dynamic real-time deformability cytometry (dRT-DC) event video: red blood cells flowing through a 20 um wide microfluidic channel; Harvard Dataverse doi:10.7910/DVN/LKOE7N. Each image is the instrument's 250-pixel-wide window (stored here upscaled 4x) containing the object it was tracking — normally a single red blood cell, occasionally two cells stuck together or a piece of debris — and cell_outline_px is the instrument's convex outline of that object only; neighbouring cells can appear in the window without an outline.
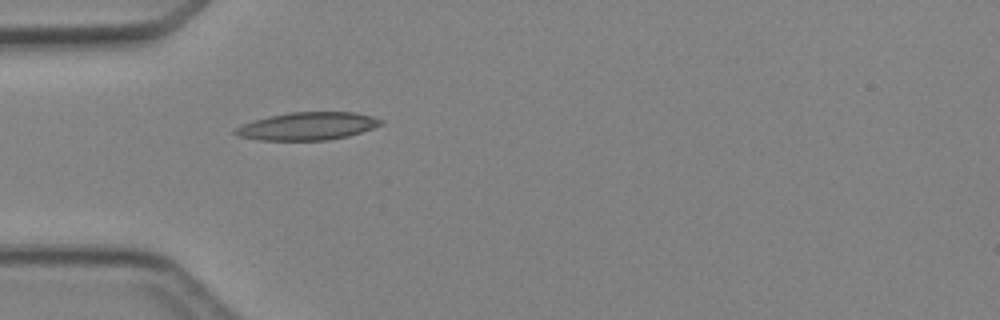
{"species": "Egyptian fruit bat (a non-hibernating species)", "species_latin": "Rousettus aegyptiacus", "temperature_condition": "cold", "stored_images_in_passage": 4, "camera_frame_rate_fps": 3000, "um_per_image_px": 0.085, "animal": {"sex": "female"}, "frame": {"image": 1, "passage_image": 4, "time_ms": 3.333, "image_size_px": [1000, 320], "cell_outline_px": [[384, 124], [348, 136], [328, 140], [260, 140], [240, 136], [232, 132], [236, 128], [244, 124], [268, 116], [292, 112], [356, 112], [372, 116], [384, 120]], "centroid_in_image_um": [26.19, 10.72], "position_along_channel_um": 58.8, "area_um2": 23.41}}